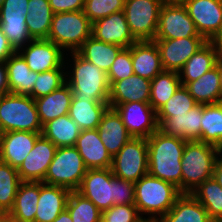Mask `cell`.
I'll list each match as a JSON object with an SVG mask.
<instances>
[{
	"label": "cell",
	"instance_id": "cell-22",
	"mask_svg": "<svg viewBox=\"0 0 222 222\" xmlns=\"http://www.w3.org/2000/svg\"><path fill=\"white\" fill-rule=\"evenodd\" d=\"M71 190L40 182V195L34 222H53L66 209Z\"/></svg>",
	"mask_w": 222,
	"mask_h": 222
},
{
	"label": "cell",
	"instance_id": "cell-41",
	"mask_svg": "<svg viewBox=\"0 0 222 222\" xmlns=\"http://www.w3.org/2000/svg\"><path fill=\"white\" fill-rule=\"evenodd\" d=\"M197 104L185 86L181 85L171 98L157 111L158 125L160 126L172 115L186 114Z\"/></svg>",
	"mask_w": 222,
	"mask_h": 222
},
{
	"label": "cell",
	"instance_id": "cell-21",
	"mask_svg": "<svg viewBox=\"0 0 222 222\" xmlns=\"http://www.w3.org/2000/svg\"><path fill=\"white\" fill-rule=\"evenodd\" d=\"M151 80L132 74L110 86L109 107L129 102H149Z\"/></svg>",
	"mask_w": 222,
	"mask_h": 222
},
{
	"label": "cell",
	"instance_id": "cell-19",
	"mask_svg": "<svg viewBox=\"0 0 222 222\" xmlns=\"http://www.w3.org/2000/svg\"><path fill=\"white\" fill-rule=\"evenodd\" d=\"M41 133L30 131L0 133V161L18 168L33 149Z\"/></svg>",
	"mask_w": 222,
	"mask_h": 222
},
{
	"label": "cell",
	"instance_id": "cell-42",
	"mask_svg": "<svg viewBox=\"0 0 222 222\" xmlns=\"http://www.w3.org/2000/svg\"><path fill=\"white\" fill-rule=\"evenodd\" d=\"M63 66L64 64L58 69L37 73V78L34 82L32 93L29 96H31L33 99H37L39 97L48 95L64 85L66 83L65 76L67 74L66 77H68L69 73L63 72Z\"/></svg>",
	"mask_w": 222,
	"mask_h": 222
},
{
	"label": "cell",
	"instance_id": "cell-39",
	"mask_svg": "<svg viewBox=\"0 0 222 222\" xmlns=\"http://www.w3.org/2000/svg\"><path fill=\"white\" fill-rule=\"evenodd\" d=\"M20 183L17 168L0 161V213L8 214L13 208Z\"/></svg>",
	"mask_w": 222,
	"mask_h": 222
},
{
	"label": "cell",
	"instance_id": "cell-48",
	"mask_svg": "<svg viewBox=\"0 0 222 222\" xmlns=\"http://www.w3.org/2000/svg\"><path fill=\"white\" fill-rule=\"evenodd\" d=\"M15 52L0 28V62H5Z\"/></svg>",
	"mask_w": 222,
	"mask_h": 222
},
{
	"label": "cell",
	"instance_id": "cell-15",
	"mask_svg": "<svg viewBox=\"0 0 222 222\" xmlns=\"http://www.w3.org/2000/svg\"><path fill=\"white\" fill-rule=\"evenodd\" d=\"M27 46L17 52L33 72L51 71L65 63L63 50L48 39H32Z\"/></svg>",
	"mask_w": 222,
	"mask_h": 222
},
{
	"label": "cell",
	"instance_id": "cell-35",
	"mask_svg": "<svg viewBox=\"0 0 222 222\" xmlns=\"http://www.w3.org/2000/svg\"><path fill=\"white\" fill-rule=\"evenodd\" d=\"M81 128L66 114L43 125L42 135L58 147L75 146Z\"/></svg>",
	"mask_w": 222,
	"mask_h": 222
},
{
	"label": "cell",
	"instance_id": "cell-10",
	"mask_svg": "<svg viewBox=\"0 0 222 222\" xmlns=\"http://www.w3.org/2000/svg\"><path fill=\"white\" fill-rule=\"evenodd\" d=\"M185 37H203L188 15L182 2L166 0L159 12V24L154 39H177Z\"/></svg>",
	"mask_w": 222,
	"mask_h": 222
},
{
	"label": "cell",
	"instance_id": "cell-51",
	"mask_svg": "<svg viewBox=\"0 0 222 222\" xmlns=\"http://www.w3.org/2000/svg\"><path fill=\"white\" fill-rule=\"evenodd\" d=\"M209 42L213 45H215L220 52H222V22L220 25L219 30L216 32V34L209 40Z\"/></svg>",
	"mask_w": 222,
	"mask_h": 222
},
{
	"label": "cell",
	"instance_id": "cell-43",
	"mask_svg": "<svg viewBox=\"0 0 222 222\" xmlns=\"http://www.w3.org/2000/svg\"><path fill=\"white\" fill-rule=\"evenodd\" d=\"M125 0H85L84 13L93 23L115 12L123 11Z\"/></svg>",
	"mask_w": 222,
	"mask_h": 222
},
{
	"label": "cell",
	"instance_id": "cell-3",
	"mask_svg": "<svg viewBox=\"0 0 222 222\" xmlns=\"http://www.w3.org/2000/svg\"><path fill=\"white\" fill-rule=\"evenodd\" d=\"M135 185V206L139 214H148L146 222H154L164 216L181 195L179 189L162 179L146 174ZM155 214V216H154Z\"/></svg>",
	"mask_w": 222,
	"mask_h": 222
},
{
	"label": "cell",
	"instance_id": "cell-31",
	"mask_svg": "<svg viewBox=\"0 0 222 222\" xmlns=\"http://www.w3.org/2000/svg\"><path fill=\"white\" fill-rule=\"evenodd\" d=\"M39 195L40 182H21L13 208L8 214L16 222H34Z\"/></svg>",
	"mask_w": 222,
	"mask_h": 222
},
{
	"label": "cell",
	"instance_id": "cell-40",
	"mask_svg": "<svg viewBox=\"0 0 222 222\" xmlns=\"http://www.w3.org/2000/svg\"><path fill=\"white\" fill-rule=\"evenodd\" d=\"M66 209L73 222H101L102 211L77 191H71Z\"/></svg>",
	"mask_w": 222,
	"mask_h": 222
},
{
	"label": "cell",
	"instance_id": "cell-4",
	"mask_svg": "<svg viewBox=\"0 0 222 222\" xmlns=\"http://www.w3.org/2000/svg\"><path fill=\"white\" fill-rule=\"evenodd\" d=\"M71 53L74 61L73 74L66 78V83L72 89L73 98L108 102L110 85L108 83L107 73L85 60L77 52Z\"/></svg>",
	"mask_w": 222,
	"mask_h": 222
},
{
	"label": "cell",
	"instance_id": "cell-53",
	"mask_svg": "<svg viewBox=\"0 0 222 222\" xmlns=\"http://www.w3.org/2000/svg\"><path fill=\"white\" fill-rule=\"evenodd\" d=\"M0 222H16L9 214L0 213Z\"/></svg>",
	"mask_w": 222,
	"mask_h": 222
},
{
	"label": "cell",
	"instance_id": "cell-1",
	"mask_svg": "<svg viewBox=\"0 0 222 222\" xmlns=\"http://www.w3.org/2000/svg\"><path fill=\"white\" fill-rule=\"evenodd\" d=\"M146 140L148 174L173 184L181 193V159L186 140L165 135L159 129Z\"/></svg>",
	"mask_w": 222,
	"mask_h": 222
},
{
	"label": "cell",
	"instance_id": "cell-34",
	"mask_svg": "<svg viewBox=\"0 0 222 222\" xmlns=\"http://www.w3.org/2000/svg\"><path fill=\"white\" fill-rule=\"evenodd\" d=\"M26 25L32 39H47L50 33L53 11L48 0H29Z\"/></svg>",
	"mask_w": 222,
	"mask_h": 222
},
{
	"label": "cell",
	"instance_id": "cell-50",
	"mask_svg": "<svg viewBox=\"0 0 222 222\" xmlns=\"http://www.w3.org/2000/svg\"><path fill=\"white\" fill-rule=\"evenodd\" d=\"M219 157H217L215 166H214V172L213 177L218 182V184L222 187V153H219Z\"/></svg>",
	"mask_w": 222,
	"mask_h": 222
},
{
	"label": "cell",
	"instance_id": "cell-26",
	"mask_svg": "<svg viewBox=\"0 0 222 222\" xmlns=\"http://www.w3.org/2000/svg\"><path fill=\"white\" fill-rule=\"evenodd\" d=\"M220 55V50L208 41L179 70L181 85L185 86L187 83L197 80L215 67Z\"/></svg>",
	"mask_w": 222,
	"mask_h": 222
},
{
	"label": "cell",
	"instance_id": "cell-56",
	"mask_svg": "<svg viewBox=\"0 0 222 222\" xmlns=\"http://www.w3.org/2000/svg\"><path fill=\"white\" fill-rule=\"evenodd\" d=\"M5 0H0V8Z\"/></svg>",
	"mask_w": 222,
	"mask_h": 222
},
{
	"label": "cell",
	"instance_id": "cell-27",
	"mask_svg": "<svg viewBox=\"0 0 222 222\" xmlns=\"http://www.w3.org/2000/svg\"><path fill=\"white\" fill-rule=\"evenodd\" d=\"M154 222H214L192 194H181L172 208Z\"/></svg>",
	"mask_w": 222,
	"mask_h": 222
},
{
	"label": "cell",
	"instance_id": "cell-9",
	"mask_svg": "<svg viewBox=\"0 0 222 222\" xmlns=\"http://www.w3.org/2000/svg\"><path fill=\"white\" fill-rule=\"evenodd\" d=\"M111 171L114 176L134 183L148 174L147 140L132 137L112 157Z\"/></svg>",
	"mask_w": 222,
	"mask_h": 222
},
{
	"label": "cell",
	"instance_id": "cell-8",
	"mask_svg": "<svg viewBox=\"0 0 222 222\" xmlns=\"http://www.w3.org/2000/svg\"><path fill=\"white\" fill-rule=\"evenodd\" d=\"M166 0H125L124 13L137 41H153L159 24V12Z\"/></svg>",
	"mask_w": 222,
	"mask_h": 222
},
{
	"label": "cell",
	"instance_id": "cell-2",
	"mask_svg": "<svg viewBox=\"0 0 222 222\" xmlns=\"http://www.w3.org/2000/svg\"><path fill=\"white\" fill-rule=\"evenodd\" d=\"M219 148L199 140L186 141L181 159V194H191L205 180L213 177Z\"/></svg>",
	"mask_w": 222,
	"mask_h": 222
},
{
	"label": "cell",
	"instance_id": "cell-25",
	"mask_svg": "<svg viewBox=\"0 0 222 222\" xmlns=\"http://www.w3.org/2000/svg\"><path fill=\"white\" fill-rule=\"evenodd\" d=\"M134 74L152 80L163 71L160 52L154 41H137L131 45Z\"/></svg>",
	"mask_w": 222,
	"mask_h": 222
},
{
	"label": "cell",
	"instance_id": "cell-54",
	"mask_svg": "<svg viewBox=\"0 0 222 222\" xmlns=\"http://www.w3.org/2000/svg\"><path fill=\"white\" fill-rule=\"evenodd\" d=\"M216 65L218 66L220 74H221V85H222V55L219 56Z\"/></svg>",
	"mask_w": 222,
	"mask_h": 222
},
{
	"label": "cell",
	"instance_id": "cell-29",
	"mask_svg": "<svg viewBox=\"0 0 222 222\" xmlns=\"http://www.w3.org/2000/svg\"><path fill=\"white\" fill-rule=\"evenodd\" d=\"M189 94L198 104H215L222 102L221 74L216 65L197 80L185 85Z\"/></svg>",
	"mask_w": 222,
	"mask_h": 222
},
{
	"label": "cell",
	"instance_id": "cell-55",
	"mask_svg": "<svg viewBox=\"0 0 222 222\" xmlns=\"http://www.w3.org/2000/svg\"><path fill=\"white\" fill-rule=\"evenodd\" d=\"M170 1L182 2V1H184V0H170Z\"/></svg>",
	"mask_w": 222,
	"mask_h": 222
},
{
	"label": "cell",
	"instance_id": "cell-30",
	"mask_svg": "<svg viewBox=\"0 0 222 222\" xmlns=\"http://www.w3.org/2000/svg\"><path fill=\"white\" fill-rule=\"evenodd\" d=\"M9 92L21 95L32 93L37 73L31 71L23 57L15 52L6 61Z\"/></svg>",
	"mask_w": 222,
	"mask_h": 222
},
{
	"label": "cell",
	"instance_id": "cell-37",
	"mask_svg": "<svg viewBox=\"0 0 222 222\" xmlns=\"http://www.w3.org/2000/svg\"><path fill=\"white\" fill-rule=\"evenodd\" d=\"M180 86L178 72L163 70L151 80L150 105L157 112Z\"/></svg>",
	"mask_w": 222,
	"mask_h": 222
},
{
	"label": "cell",
	"instance_id": "cell-7",
	"mask_svg": "<svg viewBox=\"0 0 222 222\" xmlns=\"http://www.w3.org/2000/svg\"><path fill=\"white\" fill-rule=\"evenodd\" d=\"M87 168L75 146L58 147L43 183L76 191Z\"/></svg>",
	"mask_w": 222,
	"mask_h": 222
},
{
	"label": "cell",
	"instance_id": "cell-6",
	"mask_svg": "<svg viewBox=\"0 0 222 222\" xmlns=\"http://www.w3.org/2000/svg\"><path fill=\"white\" fill-rule=\"evenodd\" d=\"M92 36V22L83 10L53 15L48 40L62 50L76 52Z\"/></svg>",
	"mask_w": 222,
	"mask_h": 222
},
{
	"label": "cell",
	"instance_id": "cell-32",
	"mask_svg": "<svg viewBox=\"0 0 222 222\" xmlns=\"http://www.w3.org/2000/svg\"><path fill=\"white\" fill-rule=\"evenodd\" d=\"M109 108L108 102L72 98L68 115L81 130L97 129L102 116Z\"/></svg>",
	"mask_w": 222,
	"mask_h": 222
},
{
	"label": "cell",
	"instance_id": "cell-45",
	"mask_svg": "<svg viewBox=\"0 0 222 222\" xmlns=\"http://www.w3.org/2000/svg\"><path fill=\"white\" fill-rule=\"evenodd\" d=\"M101 222H146L135 204L113 205L101 212Z\"/></svg>",
	"mask_w": 222,
	"mask_h": 222
},
{
	"label": "cell",
	"instance_id": "cell-18",
	"mask_svg": "<svg viewBox=\"0 0 222 222\" xmlns=\"http://www.w3.org/2000/svg\"><path fill=\"white\" fill-rule=\"evenodd\" d=\"M92 36L105 43L129 48L137 40L130 32L124 11L115 12L92 23Z\"/></svg>",
	"mask_w": 222,
	"mask_h": 222
},
{
	"label": "cell",
	"instance_id": "cell-52",
	"mask_svg": "<svg viewBox=\"0 0 222 222\" xmlns=\"http://www.w3.org/2000/svg\"><path fill=\"white\" fill-rule=\"evenodd\" d=\"M53 222H73L67 209L63 210Z\"/></svg>",
	"mask_w": 222,
	"mask_h": 222
},
{
	"label": "cell",
	"instance_id": "cell-12",
	"mask_svg": "<svg viewBox=\"0 0 222 222\" xmlns=\"http://www.w3.org/2000/svg\"><path fill=\"white\" fill-rule=\"evenodd\" d=\"M134 138L148 139L159 129L157 112L149 102H129L114 108Z\"/></svg>",
	"mask_w": 222,
	"mask_h": 222
},
{
	"label": "cell",
	"instance_id": "cell-38",
	"mask_svg": "<svg viewBox=\"0 0 222 222\" xmlns=\"http://www.w3.org/2000/svg\"><path fill=\"white\" fill-rule=\"evenodd\" d=\"M214 221L222 220V187L214 177L205 180L191 193Z\"/></svg>",
	"mask_w": 222,
	"mask_h": 222
},
{
	"label": "cell",
	"instance_id": "cell-14",
	"mask_svg": "<svg viewBox=\"0 0 222 222\" xmlns=\"http://www.w3.org/2000/svg\"><path fill=\"white\" fill-rule=\"evenodd\" d=\"M57 147L42 134L17 168L21 182H43Z\"/></svg>",
	"mask_w": 222,
	"mask_h": 222
},
{
	"label": "cell",
	"instance_id": "cell-20",
	"mask_svg": "<svg viewBox=\"0 0 222 222\" xmlns=\"http://www.w3.org/2000/svg\"><path fill=\"white\" fill-rule=\"evenodd\" d=\"M75 147L87 169L111 168L112 156L107 152L97 129L81 130Z\"/></svg>",
	"mask_w": 222,
	"mask_h": 222
},
{
	"label": "cell",
	"instance_id": "cell-24",
	"mask_svg": "<svg viewBox=\"0 0 222 222\" xmlns=\"http://www.w3.org/2000/svg\"><path fill=\"white\" fill-rule=\"evenodd\" d=\"M202 104H197L186 114L172 115L159 130L165 135L175 136L186 141L200 140Z\"/></svg>",
	"mask_w": 222,
	"mask_h": 222
},
{
	"label": "cell",
	"instance_id": "cell-13",
	"mask_svg": "<svg viewBox=\"0 0 222 222\" xmlns=\"http://www.w3.org/2000/svg\"><path fill=\"white\" fill-rule=\"evenodd\" d=\"M160 52L163 70L176 71L208 41L204 37L154 39Z\"/></svg>",
	"mask_w": 222,
	"mask_h": 222
},
{
	"label": "cell",
	"instance_id": "cell-11",
	"mask_svg": "<svg viewBox=\"0 0 222 222\" xmlns=\"http://www.w3.org/2000/svg\"><path fill=\"white\" fill-rule=\"evenodd\" d=\"M28 1L5 0L0 8V28L16 52L32 40L26 25Z\"/></svg>",
	"mask_w": 222,
	"mask_h": 222
},
{
	"label": "cell",
	"instance_id": "cell-23",
	"mask_svg": "<svg viewBox=\"0 0 222 222\" xmlns=\"http://www.w3.org/2000/svg\"><path fill=\"white\" fill-rule=\"evenodd\" d=\"M97 130L107 152L112 157L132 138L120 115L110 107L102 116Z\"/></svg>",
	"mask_w": 222,
	"mask_h": 222
},
{
	"label": "cell",
	"instance_id": "cell-44",
	"mask_svg": "<svg viewBox=\"0 0 222 222\" xmlns=\"http://www.w3.org/2000/svg\"><path fill=\"white\" fill-rule=\"evenodd\" d=\"M132 74H134V70L130 46L129 48H123L116 56V59L107 73L108 83L111 86L115 81L128 78Z\"/></svg>",
	"mask_w": 222,
	"mask_h": 222
},
{
	"label": "cell",
	"instance_id": "cell-57",
	"mask_svg": "<svg viewBox=\"0 0 222 222\" xmlns=\"http://www.w3.org/2000/svg\"><path fill=\"white\" fill-rule=\"evenodd\" d=\"M219 151H220V153H222V145H221V147L219 148Z\"/></svg>",
	"mask_w": 222,
	"mask_h": 222
},
{
	"label": "cell",
	"instance_id": "cell-33",
	"mask_svg": "<svg viewBox=\"0 0 222 222\" xmlns=\"http://www.w3.org/2000/svg\"><path fill=\"white\" fill-rule=\"evenodd\" d=\"M122 49L119 45L105 43L90 36L76 52L85 60L108 73L116 56Z\"/></svg>",
	"mask_w": 222,
	"mask_h": 222
},
{
	"label": "cell",
	"instance_id": "cell-16",
	"mask_svg": "<svg viewBox=\"0 0 222 222\" xmlns=\"http://www.w3.org/2000/svg\"><path fill=\"white\" fill-rule=\"evenodd\" d=\"M76 191L92 201L100 211L109 209L114 197L111 168L87 169Z\"/></svg>",
	"mask_w": 222,
	"mask_h": 222
},
{
	"label": "cell",
	"instance_id": "cell-5",
	"mask_svg": "<svg viewBox=\"0 0 222 222\" xmlns=\"http://www.w3.org/2000/svg\"><path fill=\"white\" fill-rule=\"evenodd\" d=\"M35 100L29 95H0V133L9 131L42 132Z\"/></svg>",
	"mask_w": 222,
	"mask_h": 222
},
{
	"label": "cell",
	"instance_id": "cell-36",
	"mask_svg": "<svg viewBox=\"0 0 222 222\" xmlns=\"http://www.w3.org/2000/svg\"><path fill=\"white\" fill-rule=\"evenodd\" d=\"M220 148L222 145V102L202 104L200 140Z\"/></svg>",
	"mask_w": 222,
	"mask_h": 222
},
{
	"label": "cell",
	"instance_id": "cell-17",
	"mask_svg": "<svg viewBox=\"0 0 222 222\" xmlns=\"http://www.w3.org/2000/svg\"><path fill=\"white\" fill-rule=\"evenodd\" d=\"M182 3L197 32L209 41L222 22V0H184Z\"/></svg>",
	"mask_w": 222,
	"mask_h": 222
},
{
	"label": "cell",
	"instance_id": "cell-49",
	"mask_svg": "<svg viewBox=\"0 0 222 222\" xmlns=\"http://www.w3.org/2000/svg\"><path fill=\"white\" fill-rule=\"evenodd\" d=\"M9 93L7 70L5 62H0V95Z\"/></svg>",
	"mask_w": 222,
	"mask_h": 222
},
{
	"label": "cell",
	"instance_id": "cell-28",
	"mask_svg": "<svg viewBox=\"0 0 222 222\" xmlns=\"http://www.w3.org/2000/svg\"><path fill=\"white\" fill-rule=\"evenodd\" d=\"M72 98V89L65 83L48 95L34 99L42 126L50 120L68 114Z\"/></svg>",
	"mask_w": 222,
	"mask_h": 222
},
{
	"label": "cell",
	"instance_id": "cell-47",
	"mask_svg": "<svg viewBox=\"0 0 222 222\" xmlns=\"http://www.w3.org/2000/svg\"><path fill=\"white\" fill-rule=\"evenodd\" d=\"M53 13L80 11L84 9L85 0H48Z\"/></svg>",
	"mask_w": 222,
	"mask_h": 222
},
{
	"label": "cell",
	"instance_id": "cell-46",
	"mask_svg": "<svg viewBox=\"0 0 222 222\" xmlns=\"http://www.w3.org/2000/svg\"><path fill=\"white\" fill-rule=\"evenodd\" d=\"M112 185H114L113 205L135 204L134 182L123 180L112 174Z\"/></svg>",
	"mask_w": 222,
	"mask_h": 222
}]
</instances>
